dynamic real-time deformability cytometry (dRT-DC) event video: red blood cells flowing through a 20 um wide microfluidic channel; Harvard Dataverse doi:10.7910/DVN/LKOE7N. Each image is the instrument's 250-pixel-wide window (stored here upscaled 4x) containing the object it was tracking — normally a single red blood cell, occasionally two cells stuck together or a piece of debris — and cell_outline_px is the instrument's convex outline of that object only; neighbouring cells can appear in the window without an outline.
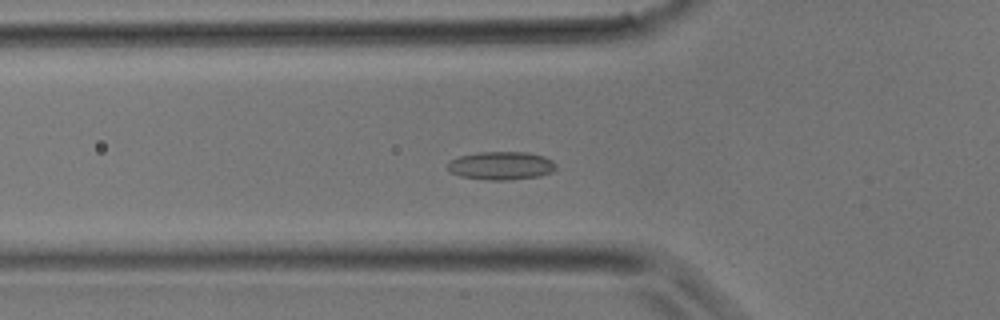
{"species": "common noctule bat (a hibernating species)", "species_latin": "Nyctalus noctula", "temperature_condition": "room temperature", "stored_images_in_passage": 25, "camera_frame_rate_fps": 3000, "um_per_image_px": 0.085, "animal": {"sex": "male", "body_mass_g": 17.9}, "frame": {"image": 1, "passage_image": 7, "time_ms": 2.0, "image_size_px": [1000, 320], "cell_outline_px": [[556, 168], [552, 172], [540, 176], [508, 180], [484, 180], [460, 176], [452, 172], [448, 168], [448, 160], [460, 156], [480, 152], [528, 152], [544, 156], [552, 160]], "centroid_in_image_um": [42.6, 14.08], "position_along_channel_um": 83.2, "area_um2": 17.86}}
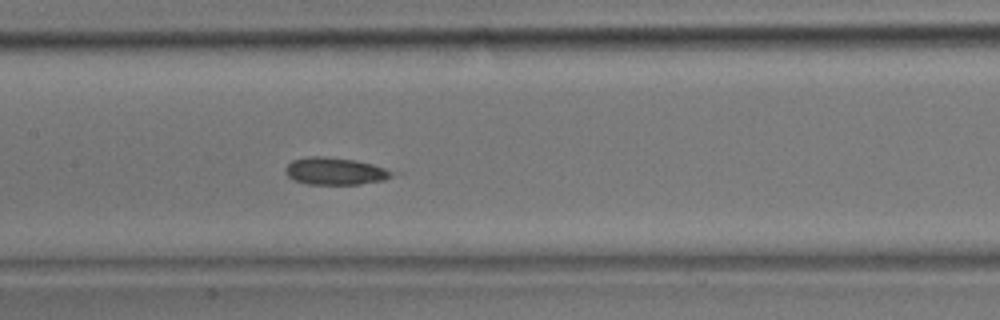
{"frame": {"image": 2, "passage_image": 12, "time_ms": 3.667, "image_size_px": [1000, 320], "cell_outline_px": [[404, 172], [384, 180], [360, 184], [308, 184], [292, 180], [284, 172], [284, 168], [292, 160], [308, 156], [324, 156], [356, 160]], "centroid_in_image_um": [28.56, 14.54], "position_along_channel_um": 178.8, "area_um2": 17.46}}
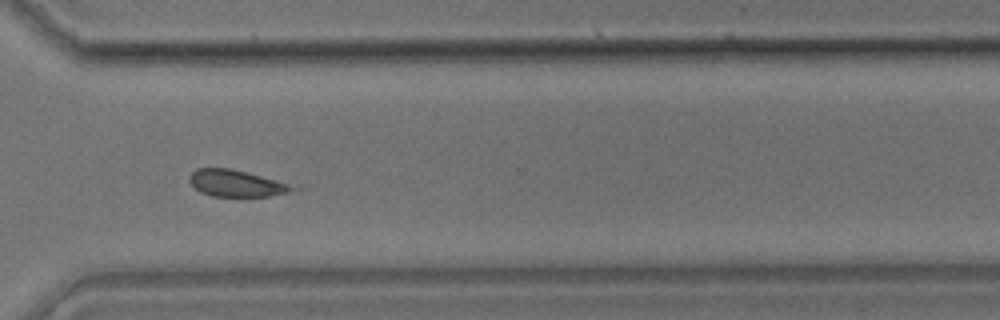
{"frame": {"image": 3, "passage_image": 21, "time_ms": 6.667, "image_size_px": [1000, 320], "cell_outline_px": [[296, 188], [288, 192], [268, 196], [212, 196], [200, 192], [188, 180], [188, 176], [196, 168], [228, 168], [276, 180], [288, 184]], "centroid_in_image_um": [19.99, 15.58], "position_along_channel_um": 350.6, "area_um2": 15.61}}